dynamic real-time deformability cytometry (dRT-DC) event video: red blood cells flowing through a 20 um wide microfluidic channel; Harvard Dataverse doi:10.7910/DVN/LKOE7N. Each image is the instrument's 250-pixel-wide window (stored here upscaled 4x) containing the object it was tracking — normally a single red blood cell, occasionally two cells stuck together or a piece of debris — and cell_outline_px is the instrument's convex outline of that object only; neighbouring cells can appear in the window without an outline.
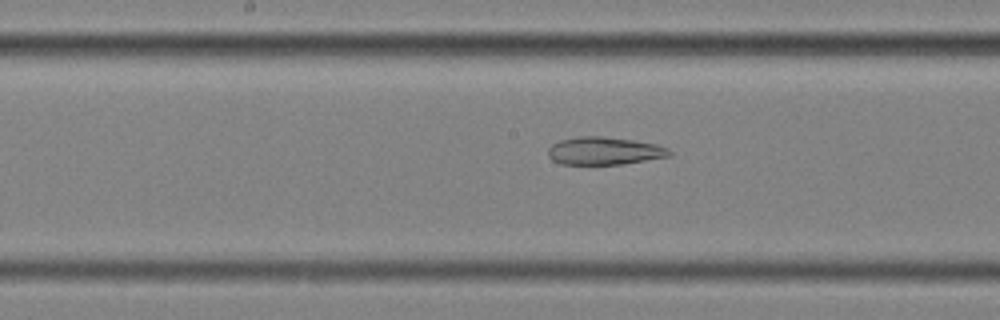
{"species": "common noctule bat (a hibernating species)", "species_latin": "Nyctalus noctula", "temperature_condition": "cold", "stored_images_in_passage": 39, "camera_frame_rate_fps": 3000, "um_per_image_px": 0.085, "animal": {"sex": "female", "body_mass_g": 25.1}, "frame": {"image": 1, "passage_image": 18, "time_ms": 5.667, "image_size_px": [1000, 320], "cell_outline_px": [[672, 156], [624, 164], [560, 164], [552, 160], [548, 156], [548, 148], [552, 144], [560, 140], [580, 136], [600, 136], [632, 140], [656, 144], [668, 148], [672, 152]], "centroid_in_image_um": [51.38, 12.83], "position_along_channel_um": 196.8, "area_um2": 19.71}}
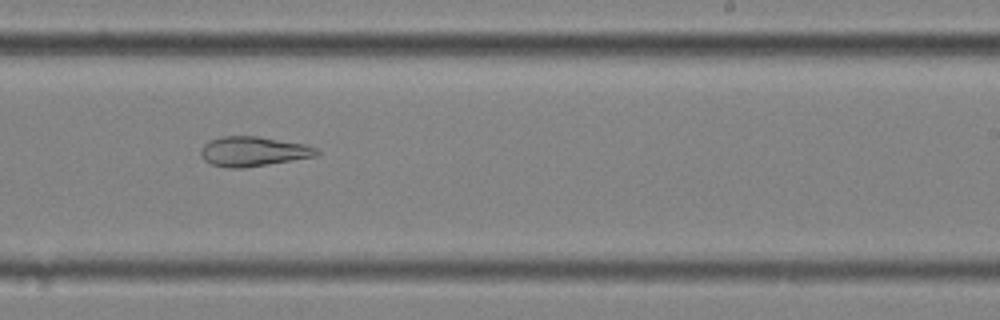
{"frame": {"image": 2, "passage_image": 24, "time_ms": 7.667, "image_size_px": [1000, 320], "cell_outline_px": [[320, 152], [316, 156], [244, 168], [228, 168], [212, 164], [204, 160], [200, 156], [200, 148], [208, 140], [220, 136], [256, 136], [304, 144], [316, 148]], "centroid_in_image_um": [21.46, 12.87], "position_along_channel_um": 267.5, "area_um2": 20.06}}
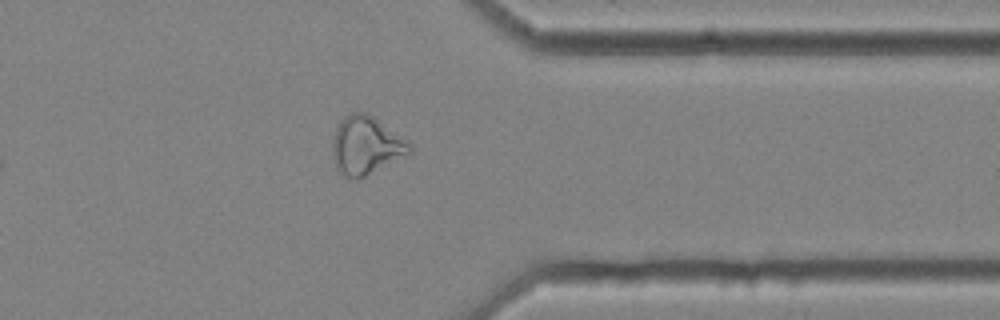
{"frame": {"image": 3, "passage_image": 34, "time_ms": 11.0, "image_size_px": [1000, 320], "cell_outline_px": [[412, 152], [364, 176], [344, 176], [336, 168], [332, 156], [332, 140], [336, 128], [340, 120], [348, 112], [368, 112], [408, 140], [412, 144]], "centroid_in_image_um": [31.1, 12.3], "position_along_channel_um": 380.3, "area_um2": 26.07}, "authors_computed_cell_mechanics": {"area_um2": 23.12, "velocity_mm_per_s": 3.5397, "shape_relaxation_time_tau1_ms": null, "shape_relaxation_time_tau2_ms": 7.6362, "deformation_change_tau1": null, "deformation_change_tau2": 0.1983}}